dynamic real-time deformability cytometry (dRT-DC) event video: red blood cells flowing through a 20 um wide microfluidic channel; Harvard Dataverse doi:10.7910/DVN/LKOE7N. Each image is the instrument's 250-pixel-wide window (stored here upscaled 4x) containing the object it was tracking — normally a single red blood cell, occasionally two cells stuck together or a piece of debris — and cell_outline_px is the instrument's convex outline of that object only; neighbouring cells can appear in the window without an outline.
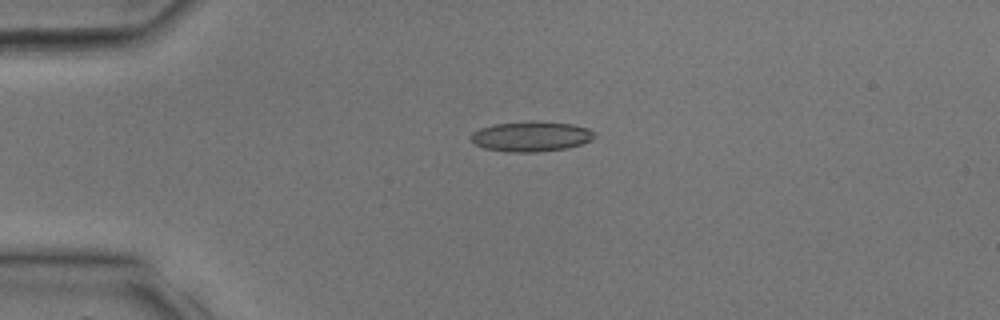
{"species": "common noctule bat (a hibernating species)", "species_latin": "Nyctalus noctula", "temperature_condition": "room temperature", "stored_images_in_passage": 2, "camera_frame_rate_fps": 3000, "um_per_image_px": 0.085, "animal": {"sex": "male", "body_mass_g": 17.9, "forearm_length_mm": 54.2}, "frame": {"image": 1, "passage_image": 2, "time_ms": 0.333, "image_size_px": [1000, 320], "cell_outline_px": [[596, 136], [592, 140], [568, 148], [536, 152], [512, 152], [484, 148], [476, 144], [472, 140], [472, 132], [480, 128], [492, 124], [532, 120], [536, 120], [572, 124], [588, 128]], "centroid_in_image_um": [45.16, 11.58], "position_along_channel_um": 39.8, "area_um2": 21.79}}